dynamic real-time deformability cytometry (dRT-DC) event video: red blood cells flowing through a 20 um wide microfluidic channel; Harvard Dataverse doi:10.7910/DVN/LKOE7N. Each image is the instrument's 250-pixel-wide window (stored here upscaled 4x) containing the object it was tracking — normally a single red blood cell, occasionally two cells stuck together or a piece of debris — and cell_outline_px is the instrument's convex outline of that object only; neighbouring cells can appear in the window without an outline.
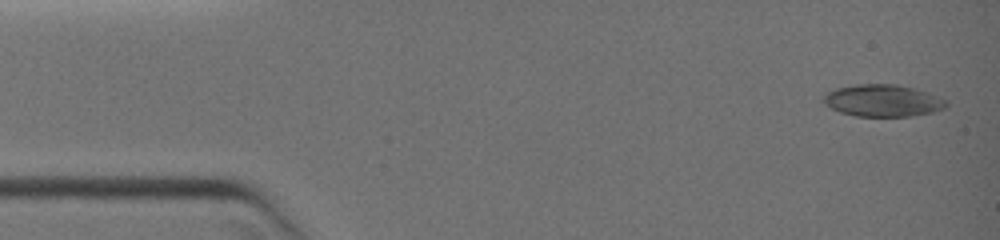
{"species": "common noctule bat (a hibernating species)", "species_latin": "Nyctalus noctula", "temperature_condition": "warm", "stored_images_in_passage": 5, "camera_frame_rate_fps": 3000, "um_per_image_px": 0.085, "animal": {"sex": "female", "body_mass_g": 19.0, "forearm_length_mm": 51.5}, "frame": {"image": 1, "passage_image": 1, "time_ms": 0.0, "image_size_px": [1000, 240], "cell_outline_px": [[948, 104], [944, 108], [932, 112], [912, 116], [856, 116], [840, 112], [824, 104], [824, 96], [828, 92], [836, 88], [856, 84], [896, 84], [928, 92], [948, 100]], "centroid_in_image_um": [75.06, 8.55], "position_along_channel_um": 9.9, "area_um2": 22.83}}
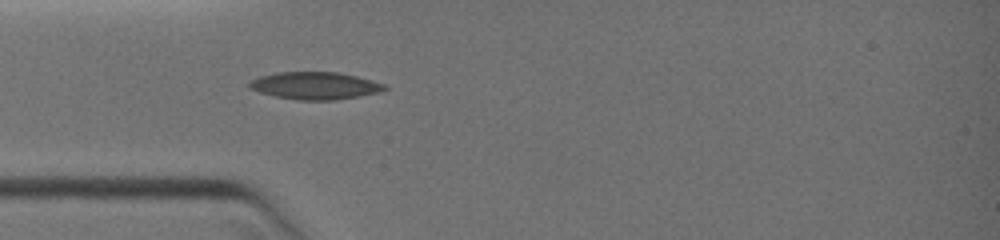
{"frame": {"image": 2, "passage_image": 5, "time_ms": 3.333, "image_size_px": [1000, 240], "cell_outline_px": [[388, 88], [380, 92], [360, 96], [332, 100], [296, 100], [276, 96], [260, 92], [252, 88], [248, 84], [252, 80], [260, 76], [276, 72], [340, 72], [372, 80], [384, 84]], "centroid_in_image_um": [26.81, 7.28], "position_along_channel_um": 58.2, "area_um2": 21.44}}